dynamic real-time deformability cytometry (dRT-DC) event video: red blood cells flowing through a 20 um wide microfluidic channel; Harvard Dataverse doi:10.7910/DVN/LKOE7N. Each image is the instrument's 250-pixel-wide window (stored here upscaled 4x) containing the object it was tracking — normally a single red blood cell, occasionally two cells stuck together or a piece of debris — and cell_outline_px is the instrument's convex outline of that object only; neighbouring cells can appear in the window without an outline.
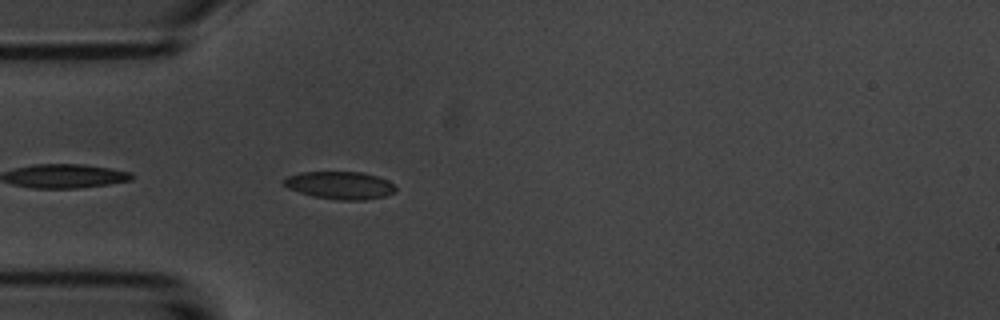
{"species": "common noctule bat (a hibernating species)", "species_latin": "Nyctalus noctula", "temperature_condition": "room temperature", "stored_images_in_passage": 4, "camera_frame_rate_fps": 3000, "um_per_image_px": 0.085, "animal": {"sex": "male", "body_mass_g": 20.1, "forearm_length_mm": 53.5}, "frame": {"image": 1, "passage_image": 4, "time_ms": 3.667, "image_size_px": [1000, 320], "cell_outline_px": [[396, 192], [384, 196], [364, 200], [340, 200], [312, 196], [288, 188], [280, 184], [280, 180], [288, 176], [300, 172], [364, 172], [388, 180], [396, 188]], "centroid_in_image_um": [28.86, 15.74], "position_along_channel_um": 56.1, "area_um2": 18.15}}